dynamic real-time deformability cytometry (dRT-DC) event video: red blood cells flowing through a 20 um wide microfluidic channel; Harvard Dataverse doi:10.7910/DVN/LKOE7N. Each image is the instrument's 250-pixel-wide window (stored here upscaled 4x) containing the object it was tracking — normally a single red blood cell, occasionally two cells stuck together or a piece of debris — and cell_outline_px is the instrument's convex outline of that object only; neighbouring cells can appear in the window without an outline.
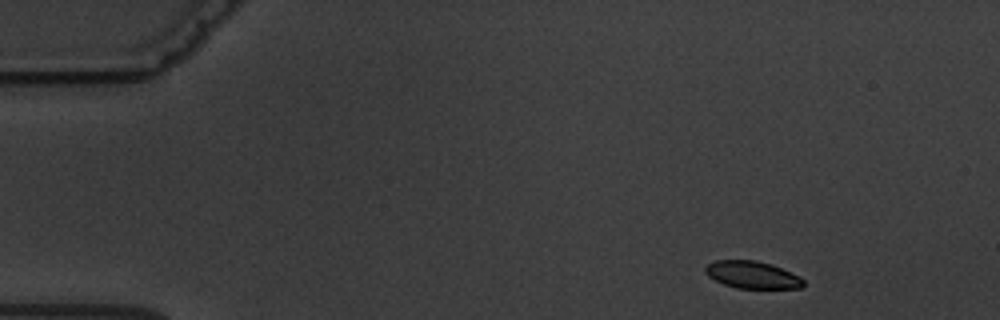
{"species": "common noctule bat (a hibernating species)", "species_latin": "Nyctalus noctula", "temperature_condition": "warm", "stored_images_in_passage": 5, "camera_frame_rate_fps": 3000, "um_per_image_px": 0.085, "animal": {"sex": "male", "body_mass_g": 19.5, "forearm_length_mm": 54.6}, "frame": {"image": 1, "passage_image": 1, "time_ms": 0.0, "image_size_px": [1000, 320], "cell_outline_px": [[804, 284], [800, 288], [736, 288], [724, 284], [708, 276], [704, 272], [704, 268], [708, 264], [716, 260], [756, 260], [772, 264], [800, 276], [804, 280]], "centroid_in_image_um": [63.94, 23.35], "position_along_channel_um": 21.1, "area_um2": 15.61}}
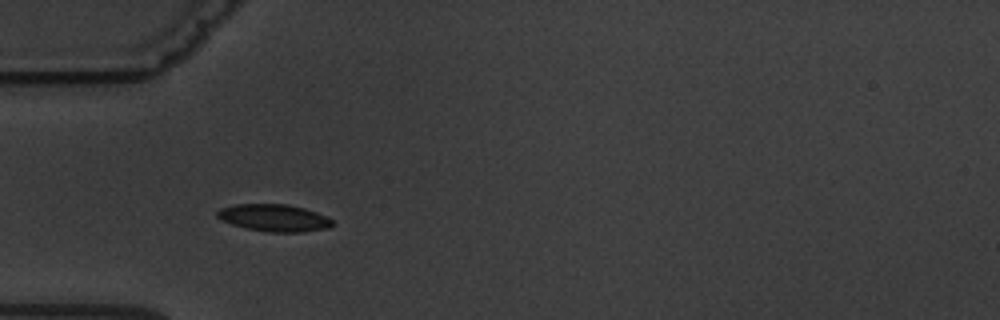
{"frame": {"image": 2, "passage_image": 4, "time_ms": 3.667, "image_size_px": [1000, 320], "cell_outline_px": [[332, 224], [328, 228], [300, 232], [268, 232], [244, 228], [232, 224], [216, 216], [216, 212], [220, 208], [236, 204], [288, 204], [304, 208], [328, 216], [332, 220]], "centroid_in_image_um": [23.29, 18.51], "position_along_channel_um": 61.7, "area_um2": 18.21}}
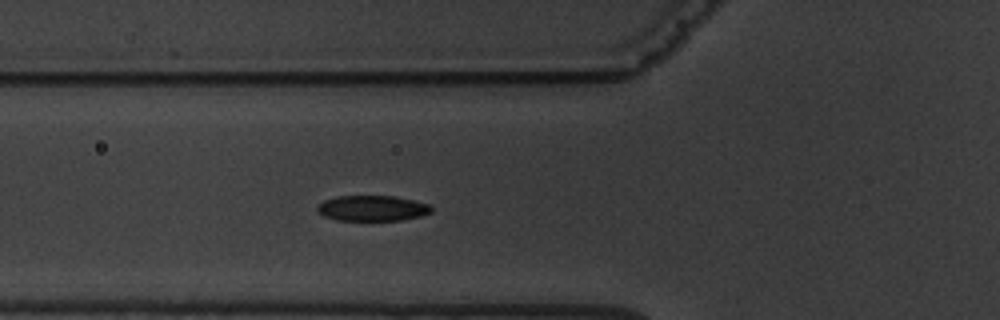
{"frame": {"image": 3, "passage_image": 5, "time_ms": 4.667, "image_size_px": [1000, 320], "cell_outline_px": [[432, 212], [420, 216], [404, 220], [336, 220], [324, 216], [316, 208], [324, 200], [336, 196], [396, 196], [428, 204], [432, 208]], "centroid_in_image_um": [31.66, 17.7], "position_along_channel_um": 94.1, "area_um2": 16.88}}